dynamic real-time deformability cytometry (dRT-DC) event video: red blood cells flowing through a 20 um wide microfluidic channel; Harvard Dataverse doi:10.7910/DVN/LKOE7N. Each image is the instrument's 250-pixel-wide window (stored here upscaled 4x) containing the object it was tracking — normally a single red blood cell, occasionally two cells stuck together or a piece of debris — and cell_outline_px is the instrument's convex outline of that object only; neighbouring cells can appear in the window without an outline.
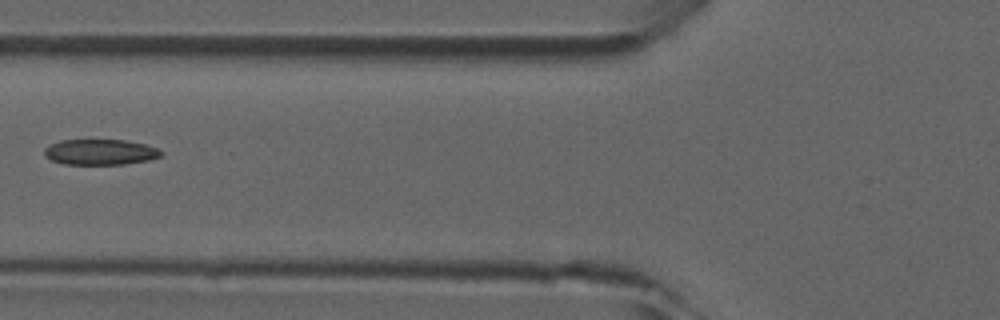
{"species": "common noctule bat (a hibernating species)", "species_latin": "Nyctalus noctula", "temperature_condition": "room temperature", "stored_images_in_passage": 5, "camera_frame_rate_fps": 3000, "um_per_image_px": 0.085, "animal": {"sex": "male", "forearm_length_mm": 52.5}, "frame": {"image": 1, "passage_image": 3, "time_ms": 2.333, "image_size_px": [1000, 320], "cell_outline_px": [[164, 152], [160, 156], [148, 160], [124, 164], [64, 164], [52, 160], [44, 156], [44, 148], [60, 140], [124, 140], [144, 144], [156, 148]], "centroid_in_image_um": [8.5, 12.92], "position_along_channel_um": 117.3, "area_um2": 17.28}}
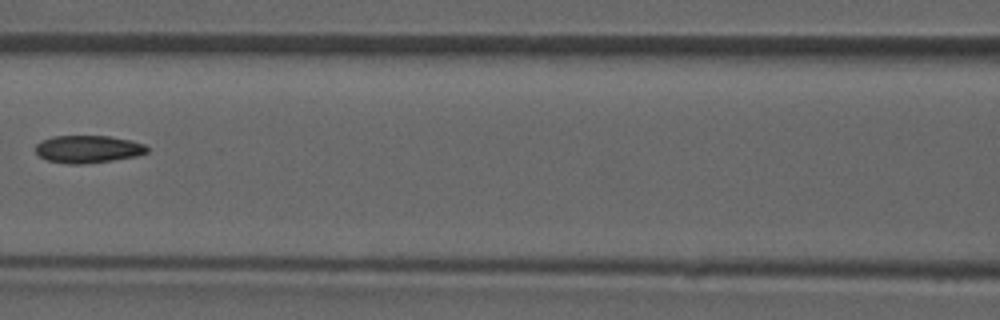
{"frame": {"image": 2, "passage_image": 4, "time_ms": 3.333, "image_size_px": [1000, 320], "cell_outline_px": [[148, 152], [136, 156], [112, 160], [80, 164], [68, 164], [48, 160], [40, 156], [36, 152], [36, 144], [40, 140], [52, 136], [108, 136], [132, 140], [144, 144], [148, 148]], "centroid_in_image_um": [7.47, 12.66], "position_along_channel_um": 159.1, "area_um2": 17.86}}